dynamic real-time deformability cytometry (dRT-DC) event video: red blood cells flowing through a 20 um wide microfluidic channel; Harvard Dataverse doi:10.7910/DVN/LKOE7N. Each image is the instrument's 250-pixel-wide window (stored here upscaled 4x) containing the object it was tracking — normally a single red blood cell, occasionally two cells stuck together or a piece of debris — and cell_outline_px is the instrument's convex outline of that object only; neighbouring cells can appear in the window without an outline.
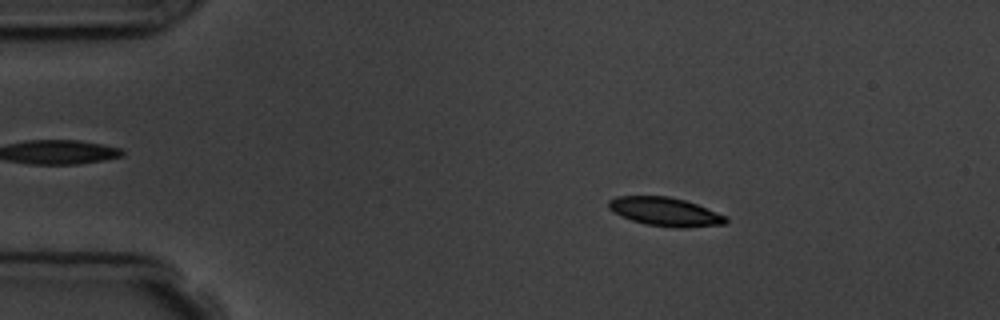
{"species": "common noctule bat (a hibernating species)", "species_latin": "Nyctalus noctula", "temperature_condition": "room temperature", "stored_images_in_passage": 4, "camera_frame_rate_fps": 3000, "um_per_image_px": 0.085, "animal": {"sex": "male", "body_mass_g": 19.5, "forearm_length_mm": 54.6}, "frame": {"image": 1, "passage_image": 2, "time_ms": 1.333, "image_size_px": [1000, 320], "cell_outline_px": [[728, 220], [724, 224], [688, 228], [672, 228], [644, 224], [620, 216], [608, 208], [608, 200], [616, 196], [668, 196], [684, 200], [696, 204], [728, 216]], "centroid_in_image_um": [56.54, 18.01], "position_along_channel_um": 28.5, "area_um2": 19.77}}
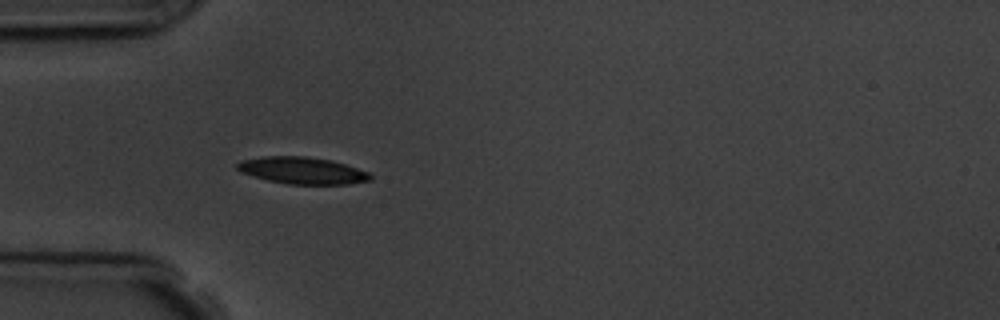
{"frame": {"image": 2, "passage_image": 4, "time_ms": 3.667, "image_size_px": [1000, 320], "cell_outline_px": [[372, 180], [348, 184], [288, 184], [268, 180], [240, 172], [236, 168], [236, 164], [240, 160], [260, 156], [304, 156], [332, 160], [368, 172], [372, 176]], "centroid_in_image_um": [25.66, 14.49], "position_along_channel_um": 59.3, "area_um2": 20.87}}